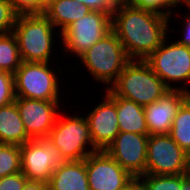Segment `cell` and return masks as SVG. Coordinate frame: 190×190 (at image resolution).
<instances>
[{
  "label": "cell",
  "instance_id": "20",
  "mask_svg": "<svg viewBox=\"0 0 190 190\" xmlns=\"http://www.w3.org/2000/svg\"><path fill=\"white\" fill-rule=\"evenodd\" d=\"M169 134L190 155V96L181 104Z\"/></svg>",
  "mask_w": 190,
  "mask_h": 190
},
{
  "label": "cell",
  "instance_id": "21",
  "mask_svg": "<svg viewBox=\"0 0 190 190\" xmlns=\"http://www.w3.org/2000/svg\"><path fill=\"white\" fill-rule=\"evenodd\" d=\"M22 59L15 35L10 32L0 35V71L14 74Z\"/></svg>",
  "mask_w": 190,
  "mask_h": 190
},
{
  "label": "cell",
  "instance_id": "30",
  "mask_svg": "<svg viewBox=\"0 0 190 190\" xmlns=\"http://www.w3.org/2000/svg\"><path fill=\"white\" fill-rule=\"evenodd\" d=\"M23 190H48V184L41 181L28 180Z\"/></svg>",
  "mask_w": 190,
  "mask_h": 190
},
{
  "label": "cell",
  "instance_id": "25",
  "mask_svg": "<svg viewBox=\"0 0 190 190\" xmlns=\"http://www.w3.org/2000/svg\"><path fill=\"white\" fill-rule=\"evenodd\" d=\"M15 101L14 76L13 74L0 71V107Z\"/></svg>",
  "mask_w": 190,
  "mask_h": 190
},
{
  "label": "cell",
  "instance_id": "29",
  "mask_svg": "<svg viewBox=\"0 0 190 190\" xmlns=\"http://www.w3.org/2000/svg\"><path fill=\"white\" fill-rule=\"evenodd\" d=\"M19 14L39 13V0H9Z\"/></svg>",
  "mask_w": 190,
  "mask_h": 190
},
{
  "label": "cell",
  "instance_id": "33",
  "mask_svg": "<svg viewBox=\"0 0 190 190\" xmlns=\"http://www.w3.org/2000/svg\"><path fill=\"white\" fill-rule=\"evenodd\" d=\"M57 0H39V13H43L44 10Z\"/></svg>",
  "mask_w": 190,
  "mask_h": 190
},
{
  "label": "cell",
  "instance_id": "31",
  "mask_svg": "<svg viewBox=\"0 0 190 190\" xmlns=\"http://www.w3.org/2000/svg\"><path fill=\"white\" fill-rule=\"evenodd\" d=\"M186 22H184L186 24L185 29H184V38L180 39L178 42L180 44L186 45L190 47V15L187 16V18H185Z\"/></svg>",
  "mask_w": 190,
  "mask_h": 190
},
{
  "label": "cell",
  "instance_id": "32",
  "mask_svg": "<svg viewBox=\"0 0 190 190\" xmlns=\"http://www.w3.org/2000/svg\"><path fill=\"white\" fill-rule=\"evenodd\" d=\"M122 190H143V187L140 183V180L138 178H135L130 184H128Z\"/></svg>",
  "mask_w": 190,
  "mask_h": 190
},
{
  "label": "cell",
  "instance_id": "1",
  "mask_svg": "<svg viewBox=\"0 0 190 190\" xmlns=\"http://www.w3.org/2000/svg\"><path fill=\"white\" fill-rule=\"evenodd\" d=\"M170 16L120 0L112 15L111 30L131 60H145L166 39Z\"/></svg>",
  "mask_w": 190,
  "mask_h": 190
},
{
  "label": "cell",
  "instance_id": "11",
  "mask_svg": "<svg viewBox=\"0 0 190 190\" xmlns=\"http://www.w3.org/2000/svg\"><path fill=\"white\" fill-rule=\"evenodd\" d=\"M90 190H122L133 177L105 150H98L85 158Z\"/></svg>",
  "mask_w": 190,
  "mask_h": 190
},
{
  "label": "cell",
  "instance_id": "7",
  "mask_svg": "<svg viewBox=\"0 0 190 190\" xmlns=\"http://www.w3.org/2000/svg\"><path fill=\"white\" fill-rule=\"evenodd\" d=\"M49 62H22L13 74L15 97L59 100V83Z\"/></svg>",
  "mask_w": 190,
  "mask_h": 190
},
{
  "label": "cell",
  "instance_id": "28",
  "mask_svg": "<svg viewBox=\"0 0 190 190\" xmlns=\"http://www.w3.org/2000/svg\"><path fill=\"white\" fill-rule=\"evenodd\" d=\"M88 6L92 11H103L111 16L120 0H75Z\"/></svg>",
  "mask_w": 190,
  "mask_h": 190
},
{
  "label": "cell",
  "instance_id": "22",
  "mask_svg": "<svg viewBox=\"0 0 190 190\" xmlns=\"http://www.w3.org/2000/svg\"><path fill=\"white\" fill-rule=\"evenodd\" d=\"M145 177V178H144ZM190 177V173L180 175L144 174L138 177L143 190H182L183 183Z\"/></svg>",
  "mask_w": 190,
  "mask_h": 190
},
{
  "label": "cell",
  "instance_id": "24",
  "mask_svg": "<svg viewBox=\"0 0 190 190\" xmlns=\"http://www.w3.org/2000/svg\"><path fill=\"white\" fill-rule=\"evenodd\" d=\"M18 14L9 0H0V35L12 32Z\"/></svg>",
  "mask_w": 190,
  "mask_h": 190
},
{
  "label": "cell",
  "instance_id": "2",
  "mask_svg": "<svg viewBox=\"0 0 190 190\" xmlns=\"http://www.w3.org/2000/svg\"><path fill=\"white\" fill-rule=\"evenodd\" d=\"M112 96H121L145 106L160 99L169 89L144 60H131L111 88Z\"/></svg>",
  "mask_w": 190,
  "mask_h": 190
},
{
  "label": "cell",
  "instance_id": "9",
  "mask_svg": "<svg viewBox=\"0 0 190 190\" xmlns=\"http://www.w3.org/2000/svg\"><path fill=\"white\" fill-rule=\"evenodd\" d=\"M112 28V16L103 11H92L71 23L62 33L65 51L80 57Z\"/></svg>",
  "mask_w": 190,
  "mask_h": 190
},
{
  "label": "cell",
  "instance_id": "14",
  "mask_svg": "<svg viewBox=\"0 0 190 190\" xmlns=\"http://www.w3.org/2000/svg\"><path fill=\"white\" fill-rule=\"evenodd\" d=\"M104 97L86 117L92 142L98 150H105L119 133L116 96L106 91Z\"/></svg>",
  "mask_w": 190,
  "mask_h": 190
},
{
  "label": "cell",
  "instance_id": "19",
  "mask_svg": "<svg viewBox=\"0 0 190 190\" xmlns=\"http://www.w3.org/2000/svg\"><path fill=\"white\" fill-rule=\"evenodd\" d=\"M91 9L75 0H57L44 10L54 27L60 26V34L74 21L87 15Z\"/></svg>",
  "mask_w": 190,
  "mask_h": 190
},
{
  "label": "cell",
  "instance_id": "5",
  "mask_svg": "<svg viewBox=\"0 0 190 190\" xmlns=\"http://www.w3.org/2000/svg\"><path fill=\"white\" fill-rule=\"evenodd\" d=\"M47 138L57 147L65 161L84 160L91 153L98 151L92 142L85 117L72 115L64 121L57 117ZM87 143L92 149H86Z\"/></svg>",
  "mask_w": 190,
  "mask_h": 190
},
{
  "label": "cell",
  "instance_id": "3",
  "mask_svg": "<svg viewBox=\"0 0 190 190\" xmlns=\"http://www.w3.org/2000/svg\"><path fill=\"white\" fill-rule=\"evenodd\" d=\"M54 26L44 13L18 14L12 33L22 62H49Z\"/></svg>",
  "mask_w": 190,
  "mask_h": 190
},
{
  "label": "cell",
  "instance_id": "16",
  "mask_svg": "<svg viewBox=\"0 0 190 190\" xmlns=\"http://www.w3.org/2000/svg\"><path fill=\"white\" fill-rule=\"evenodd\" d=\"M48 190H90L84 160L66 161L54 170Z\"/></svg>",
  "mask_w": 190,
  "mask_h": 190
},
{
  "label": "cell",
  "instance_id": "35",
  "mask_svg": "<svg viewBox=\"0 0 190 190\" xmlns=\"http://www.w3.org/2000/svg\"><path fill=\"white\" fill-rule=\"evenodd\" d=\"M185 3L187 5V7L190 6V0H180V3Z\"/></svg>",
  "mask_w": 190,
  "mask_h": 190
},
{
  "label": "cell",
  "instance_id": "12",
  "mask_svg": "<svg viewBox=\"0 0 190 190\" xmlns=\"http://www.w3.org/2000/svg\"><path fill=\"white\" fill-rule=\"evenodd\" d=\"M149 135L119 132L105 151L133 177L145 174Z\"/></svg>",
  "mask_w": 190,
  "mask_h": 190
},
{
  "label": "cell",
  "instance_id": "13",
  "mask_svg": "<svg viewBox=\"0 0 190 190\" xmlns=\"http://www.w3.org/2000/svg\"><path fill=\"white\" fill-rule=\"evenodd\" d=\"M16 106L27 135L31 139L47 138L54 127L59 107L58 100H36L15 97Z\"/></svg>",
  "mask_w": 190,
  "mask_h": 190
},
{
  "label": "cell",
  "instance_id": "4",
  "mask_svg": "<svg viewBox=\"0 0 190 190\" xmlns=\"http://www.w3.org/2000/svg\"><path fill=\"white\" fill-rule=\"evenodd\" d=\"M79 58L93 78L109 85L117 80L124 67L131 61L112 30Z\"/></svg>",
  "mask_w": 190,
  "mask_h": 190
},
{
  "label": "cell",
  "instance_id": "6",
  "mask_svg": "<svg viewBox=\"0 0 190 190\" xmlns=\"http://www.w3.org/2000/svg\"><path fill=\"white\" fill-rule=\"evenodd\" d=\"M190 173V155L168 134L149 135L145 174L180 175Z\"/></svg>",
  "mask_w": 190,
  "mask_h": 190
},
{
  "label": "cell",
  "instance_id": "8",
  "mask_svg": "<svg viewBox=\"0 0 190 190\" xmlns=\"http://www.w3.org/2000/svg\"><path fill=\"white\" fill-rule=\"evenodd\" d=\"M165 39L162 44L150 54L144 61L150 66L153 72L163 81L168 89H180L190 94V90L174 88L172 81L190 82V47L180 44L178 41L166 44ZM170 84V85H169Z\"/></svg>",
  "mask_w": 190,
  "mask_h": 190
},
{
  "label": "cell",
  "instance_id": "10",
  "mask_svg": "<svg viewBox=\"0 0 190 190\" xmlns=\"http://www.w3.org/2000/svg\"><path fill=\"white\" fill-rule=\"evenodd\" d=\"M21 171L28 180L48 183L66 161L48 138L31 139L20 146Z\"/></svg>",
  "mask_w": 190,
  "mask_h": 190
},
{
  "label": "cell",
  "instance_id": "34",
  "mask_svg": "<svg viewBox=\"0 0 190 190\" xmlns=\"http://www.w3.org/2000/svg\"><path fill=\"white\" fill-rule=\"evenodd\" d=\"M182 190H190V177L183 183Z\"/></svg>",
  "mask_w": 190,
  "mask_h": 190
},
{
  "label": "cell",
  "instance_id": "23",
  "mask_svg": "<svg viewBox=\"0 0 190 190\" xmlns=\"http://www.w3.org/2000/svg\"><path fill=\"white\" fill-rule=\"evenodd\" d=\"M21 172L20 146L0 144V178Z\"/></svg>",
  "mask_w": 190,
  "mask_h": 190
},
{
  "label": "cell",
  "instance_id": "15",
  "mask_svg": "<svg viewBox=\"0 0 190 190\" xmlns=\"http://www.w3.org/2000/svg\"><path fill=\"white\" fill-rule=\"evenodd\" d=\"M190 96L180 89H169L157 101L145 105V120L149 135L168 134L181 104Z\"/></svg>",
  "mask_w": 190,
  "mask_h": 190
},
{
  "label": "cell",
  "instance_id": "18",
  "mask_svg": "<svg viewBox=\"0 0 190 190\" xmlns=\"http://www.w3.org/2000/svg\"><path fill=\"white\" fill-rule=\"evenodd\" d=\"M29 140L16 103L0 107V144L21 146Z\"/></svg>",
  "mask_w": 190,
  "mask_h": 190
},
{
  "label": "cell",
  "instance_id": "17",
  "mask_svg": "<svg viewBox=\"0 0 190 190\" xmlns=\"http://www.w3.org/2000/svg\"><path fill=\"white\" fill-rule=\"evenodd\" d=\"M116 110L119 132L149 135L145 120L144 106L130 99L116 96Z\"/></svg>",
  "mask_w": 190,
  "mask_h": 190
},
{
  "label": "cell",
  "instance_id": "26",
  "mask_svg": "<svg viewBox=\"0 0 190 190\" xmlns=\"http://www.w3.org/2000/svg\"><path fill=\"white\" fill-rule=\"evenodd\" d=\"M126 1L133 6L154 10L166 14L168 16L171 15L172 13L171 10L162 11L161 8L169 7L170 9L171 7L177 6V4L180 3V0H126Z\"/></svg>",
  "mask_w": 190,
  "mask_h": 190
},
{
  "label": "cell",
  "instance_id": "27",
  "mask_svg": "<svg viewBox=\"0 0 190 190\" xmlns=\"http://www.w3.org/2000/svg\"><path fill=\"white\" fill-rule=\"evenodd\" d=\"M27 177L21 172L0 178V190H23Z\"/></svg>",
  "mask_w": 190,
  "mask_h": 190
}]
</instances>
